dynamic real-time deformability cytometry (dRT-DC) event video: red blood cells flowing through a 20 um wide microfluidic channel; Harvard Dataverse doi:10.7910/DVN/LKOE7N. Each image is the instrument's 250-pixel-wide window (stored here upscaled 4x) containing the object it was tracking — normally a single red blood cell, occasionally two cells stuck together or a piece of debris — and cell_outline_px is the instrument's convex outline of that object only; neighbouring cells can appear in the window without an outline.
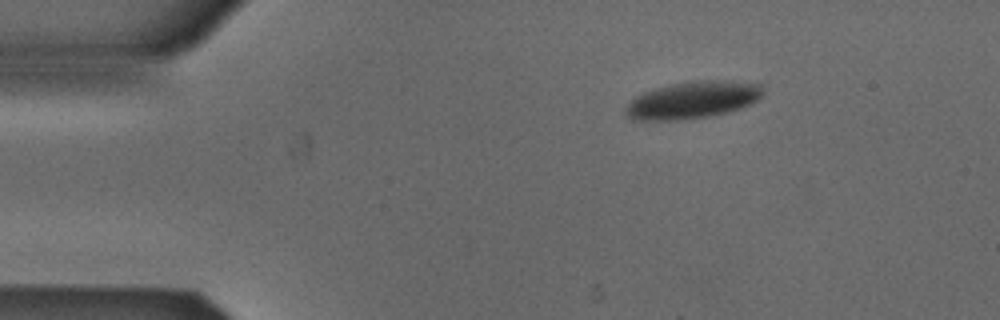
{"species": "Egyptian fruit bat (a non-hibernating species)", "species_latin": "Rousettus aegyptiacus", "temperature_condition": "cold", "stored_images_in_passage": 45, "camera_frame_rate_fps": 3000, "um_per_image_px": 0.085, "animal": {"sex": "male"}, "frame": {"image": 1, "passage_image": 1, "time_ms": 0.0, "image_size_px": [1000, 320], "cell_outline_px": [[764, 92], [756, 100], [740, 108], [728, 112], [712, 116], [684, 120], [632, 120], [624, 116], [624, 108], [636, 96], [644, 92], [656, 88], [672, 84], [692, 80], [732, 80], [764, 84]], "centroid_in_image_um": [58.88, 8.5], "position_along_channel_um": 26.1, "area_um2": 30.11}}
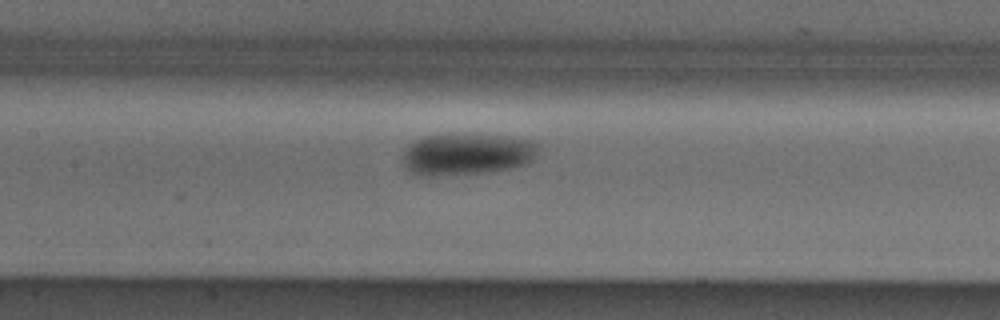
{"frame": {"image": 2, "passage_image": 17, "time_ms": 5.333, "image_size_px": [1000, 320], "cell_outline_px": [[540, 144], [532, 160], [528, 164], [488, 172], [432, 176], [416, 176], [408, 172], [404, 168], [400, 160], [408, 144], [416, 140], [428, 136], [504, 136], [532, 140]], "centroid_in_image_um": [39.63, 13.15], "position_along_channel_um": 167.8, "area_um2": 32.71}}
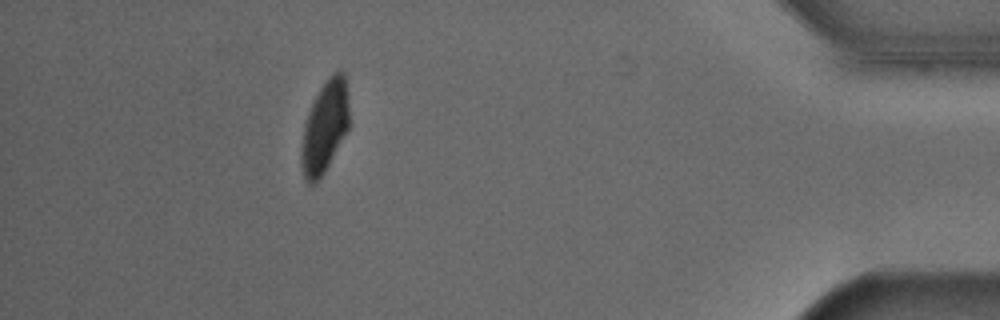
{"frame": {"image": 3, "passage_image": 40, "time_ms": 13.0, "image_size_px": [1000, 320], "cell_outline_px": [[348, 128], [324, 172], [312, 184], [308, 184], [304, 176], [300, 160], [300, 156], [304, 124], [312, 100], [328, 76], [332, 72], [340, 68], [344, 72], [348, 92]], "centroid_in_image_um": [27.6, 10.7], "position_along_channel_um": 407.6, "area_um2": 25.55}}